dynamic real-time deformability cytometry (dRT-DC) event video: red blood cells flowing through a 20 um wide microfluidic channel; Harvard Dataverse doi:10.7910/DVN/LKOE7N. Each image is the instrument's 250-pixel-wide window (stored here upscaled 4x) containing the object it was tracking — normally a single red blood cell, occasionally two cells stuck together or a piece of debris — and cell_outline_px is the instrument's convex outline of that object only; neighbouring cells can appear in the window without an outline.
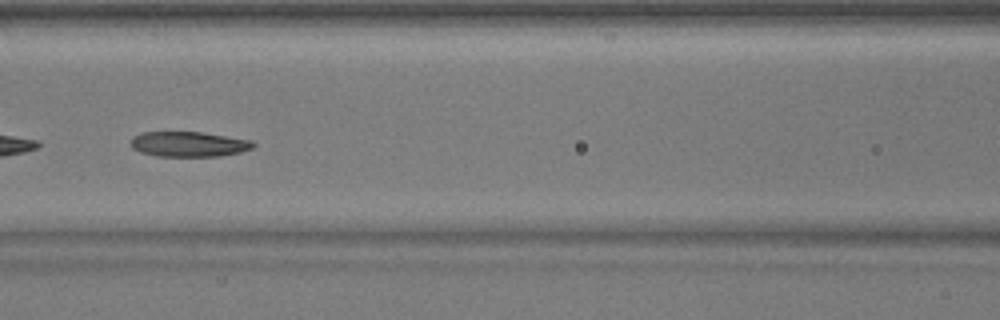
{"species": "common noctule bat (a hibernating species)", "species_latin": "Nyctalus noctula", "temperature_condition": "warm", "stored_images_in_passage": 21, "camera_frame_rate_fps": 3000, "um_per_image_px": 0.085, "animal": {"sex": "male", "body_mass_g": 17.9}, "frame": {"image": 1, "passage_image": 10, "time_ms": 3.0, "image_size_px": [1000, 320], "cell_outline_px": [[256, 144], [252, 148], [240, 152], [220, 156], [156, 156], [140, 152], [132, 148], [132, 136], [140, 132], [200, 132], [252, 140]], "centroid_in_image_um": [16.03, 12.25], "position_along_channel_um": 150.6, "area_um2": 17.92}}